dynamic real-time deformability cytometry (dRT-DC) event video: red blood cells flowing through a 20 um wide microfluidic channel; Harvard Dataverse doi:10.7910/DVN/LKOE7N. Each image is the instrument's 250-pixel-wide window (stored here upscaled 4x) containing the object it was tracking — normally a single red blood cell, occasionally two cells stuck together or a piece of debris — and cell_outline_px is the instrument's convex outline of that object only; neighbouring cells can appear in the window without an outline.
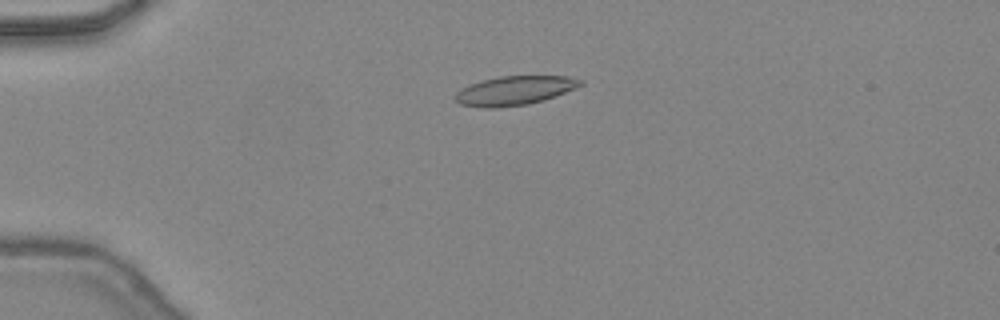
{"species": "common noctule bat (a hibernating species)", "species_latin": "Nyctalus noctula", "temperature_condition": "warm", "stored_images_in_passage": 42, "camera_frame_rate_fps": 3000, "um_per_image_px": 0.085, "animal": {"sex": "female", "body_mass_g": 24.6, "forearm_length_mm": 56.2}, "frame": {"image": 1, "passage_image": 7, "time_ms": 2.0, "image_size_px": [1000, 320], "cell_outline_px": [[584, 84], [576, 88], [556, 96], [544, 100], [528, 104], [496, 108], [484, 108], [460, 104], [456, 100], [456, 92], [460, 88], [468, 84], [500, 76], [568, 76], [584, 80]], "centroid_in_image_um": [43.76, 7.7], "position_along_channel_um": 41.2, "area_um2": 21.33}}
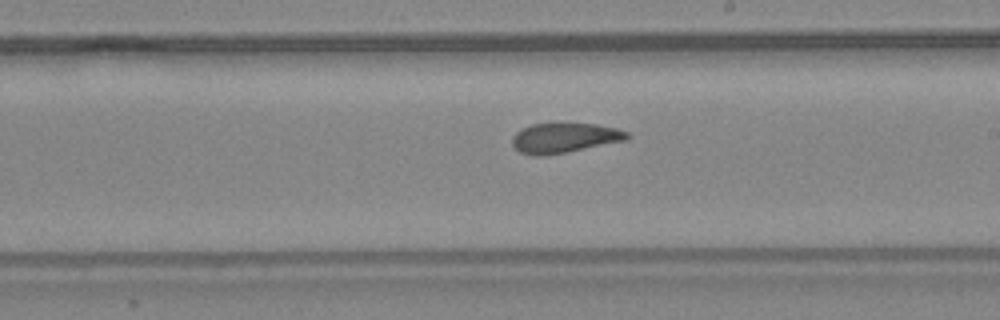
{"frame": {"image": 2, "passage_image": 23, "time_ms": 7.333, "image_size_px": [1000, 320], "cell_outline_px": [[628, 140], [544, 156], [532, 156], [520, 152], [512, 144], [512, 136], [520, 128], [532, 124], [556, 120], [596, 124], [616, 128], [628, 132]], "centroid_in_image_um": [47.94, 11.67], "position_along_channel_um": 241.1, "area_um2": 20.81}}
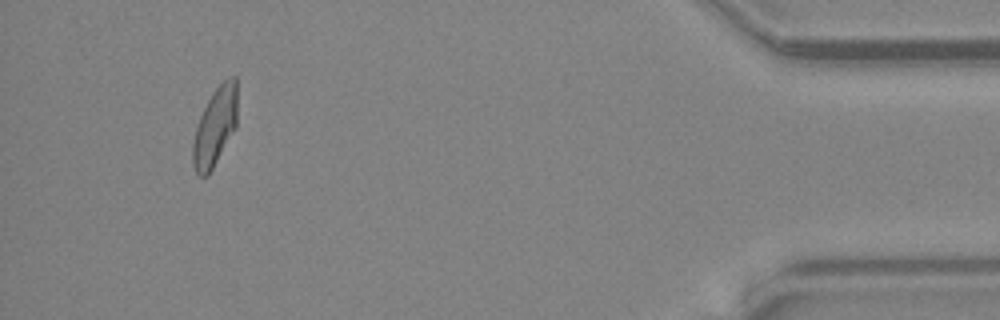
{"frame": {"image": 3, "passage_image": 39, "time_ms": 12.667, "image_size_px": [1000, 320], "cell_outline_px": [[236, 128], [208, 176], [196, 176], [192, 164], [192, 144], [196, 128], [200, 116], [212, 92], [228, 76], [236, 76]], "centroid_in_image_um": [18.26, 10.81], "position_along_channel_um": 416.9, "area_um2": 20.35}, "authors_computed_cell_mechanics": {"area_um2": 20.8658, "velocity_mm_per_s": 4.4771, "shape_relaxation_time_tau1_ms": null, "shape_relaxation_time_tau2_ms": 2.0942, "deformation_change_tau1": null, "deformation_change_tau2": 0.0831}}